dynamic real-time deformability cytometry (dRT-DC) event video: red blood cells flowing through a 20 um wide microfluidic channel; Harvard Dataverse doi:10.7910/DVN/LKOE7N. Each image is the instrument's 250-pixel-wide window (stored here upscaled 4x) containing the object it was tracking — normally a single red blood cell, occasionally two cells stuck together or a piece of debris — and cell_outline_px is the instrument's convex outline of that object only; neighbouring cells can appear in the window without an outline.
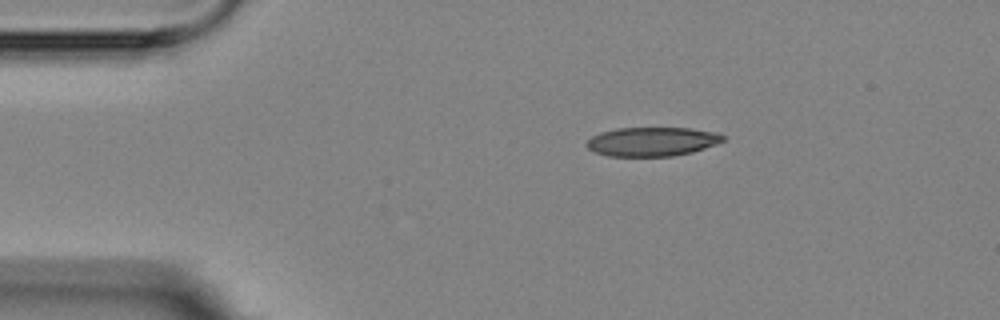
{"species": "Egyptian fruit bat (a non-hibernating species)", "species_latin": "Rousettus aegyptiacus", "temperature_condition": "room temperature", "stored_images_in_passage": 6, "camera_frame_rate_fps": 3000, "um_per_image_px": 0.085, "animal": {"sex": "female"}, "frame": {"image": 1, "passage_image": 1, "time_ms": 0.0, "image_size_px": [1000, 320], "cell_outline_px": [[724, 140], [716, 144], [692, 152], [672, 156], [608, 156], [596, 152], [588, 148], [584, 144], [592, 136], [600, 132], [616, 128], [688, 128], [716, 132], [724, 136]], "centroid_in_image_um": [55.4, 12.03], "position_along_channel_um": 29.6, "area_um2": 23.0}}
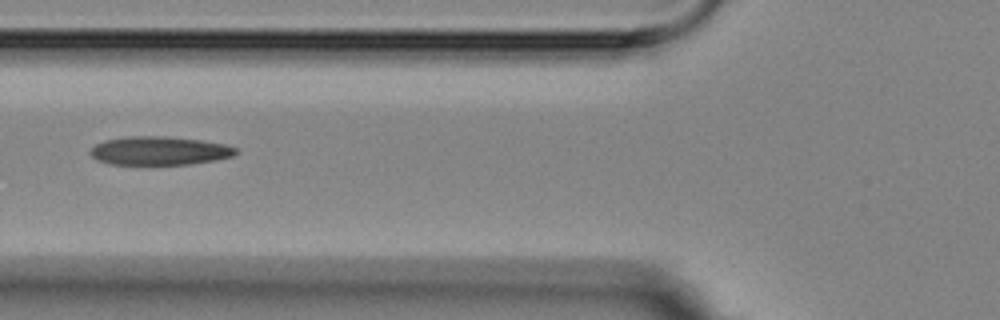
{"frame": {"image": 2, "passage_image": 4, "time_ms": 3.667, "image_size_px": [1000, 320], "cell_outline_px": [[240, 152], [232, 156], [216, 160], [192, 164], [112, 164], [96, 160], [88, 152], [96, 144], [104, 140], [132, 136], [164, 136], [200, 140], [228, 144], [236, 148]], "centroid_in_image_um": [13.58, 12.81], "position_along_channel_um": 112.2, "area_um2": 24.28}}
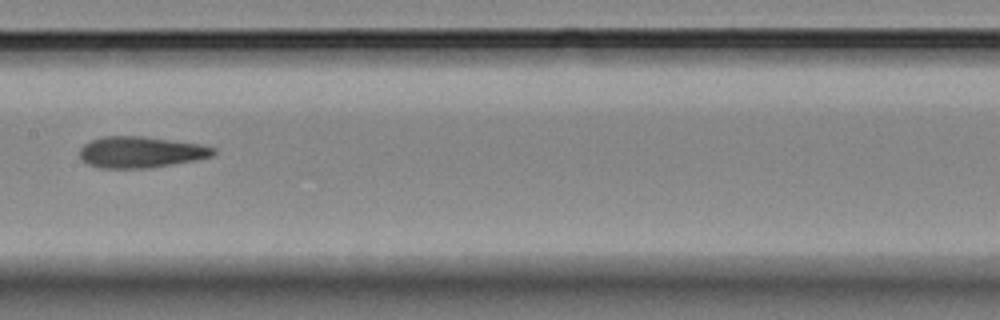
{"frame": {"image": 3, "passage_image": 6, "time_ms": 6.0, "image_size_px": [1000, 320], "cell_outline_px": [[216, 152], [212, 156], [196, 160], [148, 168], [96, 168], [80, 160], [80, 148], [84, 144], [92, 140], [104, 136], [144, 136], [200, 144], [216, 148]], "centroid_in_image_um": [11.95, 12.93], "position_along_channel_um": 195.5, "area_um2": 24.45}}